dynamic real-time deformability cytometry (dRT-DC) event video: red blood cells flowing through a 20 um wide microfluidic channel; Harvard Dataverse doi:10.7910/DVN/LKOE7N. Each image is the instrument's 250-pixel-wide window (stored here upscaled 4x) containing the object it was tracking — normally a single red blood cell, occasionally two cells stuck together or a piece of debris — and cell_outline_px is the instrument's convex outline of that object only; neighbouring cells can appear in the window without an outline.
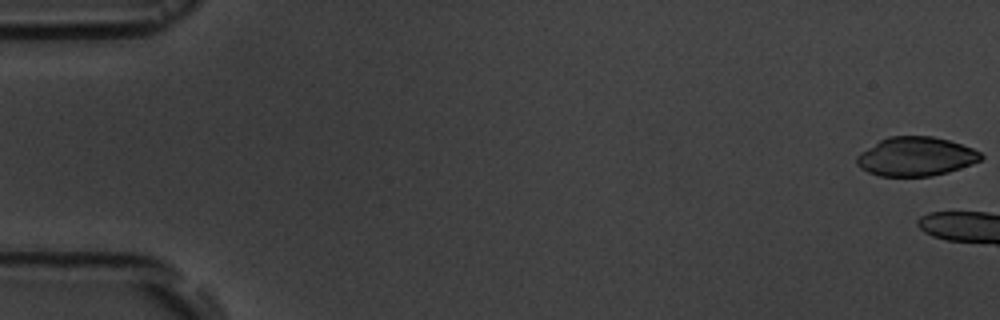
{"species": "common noctule bat (a hibernating species)", "species_latin": "Nyctalus noctula", "temperature_condition": "room temperature", "stored_images_in_passage": 4, "camera_frame_rate_fps": 3000, "um_per_image_px": 0.085, "animal": {"sex": "male", "body_mass_g": 19.5, "forearm_length_mm": 54.6}, "frame": {"image": 1, "passage_image": 1, "time_ms": 0.0, "image_size_px": [1000, 320], "cell_outline_px": [[984, 156], [980, 160], [972, 164], [948, 172], [932, 176], [880, 176], [868, 172], [860, 168], [856, 164], [856, 156], [860, 152], [880, 140], [888, 136], [932, 136], [948, 140], [972, 148], [980, 152]], "centroid_in_image_um": [77.82, 13.31], "position_along_channel_um": 7.2, "area_um2": 28.21}}